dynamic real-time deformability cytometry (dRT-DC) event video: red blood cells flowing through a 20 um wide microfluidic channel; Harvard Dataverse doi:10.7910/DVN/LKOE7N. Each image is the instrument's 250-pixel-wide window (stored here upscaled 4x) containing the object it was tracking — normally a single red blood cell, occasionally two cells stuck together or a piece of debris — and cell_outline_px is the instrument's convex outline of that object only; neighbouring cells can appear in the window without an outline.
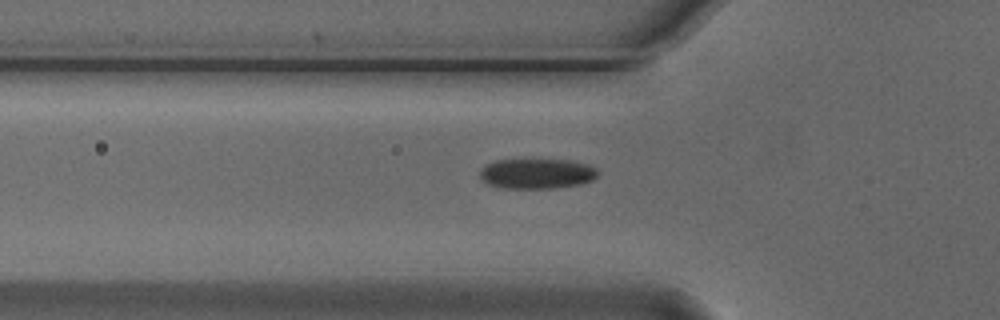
{"species": "Egyptian fruit bat (a non-hibernating species)", "species_latin": "Rousettus aegyptiacus", "temperature_condition": "cold", "stored_images_in_passage": 38, "camera_frame_rate_fps": 3000, "um_per_image_px": 0.085, "animal": {"sex": "male"}, "frame": {"image": 1, "passage_image": 5, "time_ms": 1.333, "image_size_px": [1000, 320], "cell_outline_px": [[600, 172], [592, 180], [580, 184], [552, 188], [504, 188], [488, 184], [480, 180], [480, 168], [484, 164], [496, 160], [568, 160], [588, 164], [596, 168]], "centroid_in_image_um": [45.6, 14.75], "position_along_channel_um": 80.2, "area_um2": 20.81}}
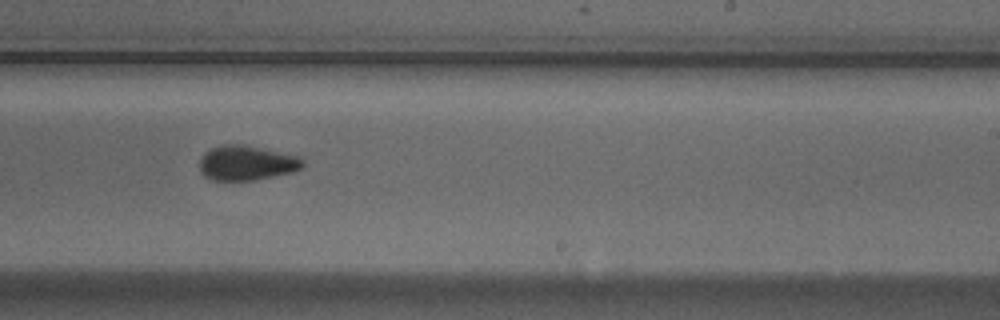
{"frame": {"image": 2, "passage_image": 20, "time_ms": 6.333, "image_size_px": [1000, 320], "cell_outline_px": [[304, 168], [292, 172], [256, 180], [212, 180], [204, 176], [200, 172], [200, 160], [212, 148], [224, 144], [244, 144], [300, 156], [304, 160]], "centroid_in_image_um": [21.02, 13.85], "position_along_channel_um": 268.0, "area_um2": 20.98}}
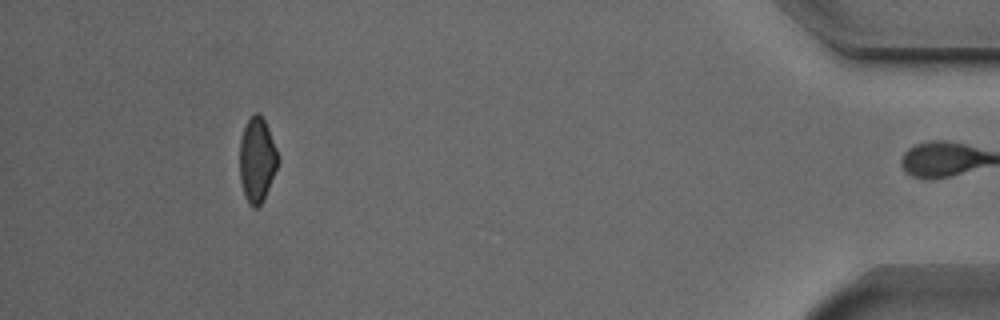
{"frame": {"image": 3, "passage_image": 37, "time_ms": 12.0, "image_size_px": [1000, 320], "cell_outline_px": [[280, 160], [264, 200], [256, 208], [252, 208], [248, 204], [244, 196], [240, 180], [240, 140], [244, 128], [248, 120], [256, 112], [260, 112], [268, 128], [280, 156]], "centroid_in_image_um": [21.86, 13.62], "position_along_channel_um": 413.3, "area_um2": 19.13}, "authors_computed_cell_mechanics": {"area_um2": 20.8369, "velocity_mm_per_s": 3.7508, "shape_relaxation_time_tau1_ms": 2.4841, "shape_relaxation_time_tau2_ms": 7.5209, "deformation_change_tau1": 0.0972, "deformation_change_tau2": 0.0986}}